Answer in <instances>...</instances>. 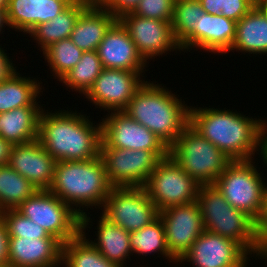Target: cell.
Instances as JSON below:
<instances>
[{
    "mask_svg": "<svg viewBox=\"0 0 267 267\" xmlns=\"http://www.w3.org/2000/svg\"><path fill=\"white\" fill-rule=\"evenodd\" d=\"M117 18L101 5H88L78 17L70 39L83 52L97 51Z\"/></svg>",
    "mask_w": 267,
    "mask_h": 267,
    "instance_id": "obj_21",
    "label": "cell"
},
{
    "mask_svg": "<svg viewBox=\"0 0 267 267\" xmlns=\"http://www.w3.org/2000/svg\"><path fill=\"white\" fill-rule=\"evenodd\" d=\"M169 155L200 185L214 184L232 162L190 124L169 147Z\"/></svg>",
    "mask_w": 267,
    "mask_h": 267,
    "instance_id": "obj_6",
    "label": "cell"
},
{
    "mask_svg": "<svg viewBox=\"0 0 267 267\" xmlns=\"http://www.w3.org/2000/svg\"><path fill=\"white\" fill-rule=\"evenodd\" d=\"M204 12L220 14L238 22L254 5L248 0H199Z\"/></svg>",
    "mask_w": 267,
    "mask_h": 267,
    "instance_id": "obj_35",
    "label": "cell"
},
{
    "mask_svg": "<svg viewBox=\"0 0 267 267\" xmlns=\"http://www.w3.org/2000/svg\"><path fill=\"white\" fill-rule=\"evenodd\" d=\"M97 53L106 69H122L142 74L147 71L145 67L149 64V60L146 62L138 53L127 30L118 20L106 32Z\"/></svg>",
    "mask_w": 267,
    "mask_h": 267,
    "instance_id": "obj_18",
    "label": "cell"
},
{
    "mask_svg": "<svg viewBox=\"0 0 267 267\" xmlns=\"http://www.w3.org/2000/svg\"><path fill=\"white\" fill-rule=\"evenodd\" d=\"M143 75L136 71L104 68L84 96L100 110L122 111L145 82Z\"/></svg>",
    "mask_w": 267,
    "mask_h": 267,
    "instance_id": "obj_14",
    "label": "cell"
},
{
    "mask_svg": "<svg viewBox=\"0 0 267 267\" xmlns=\"http://www.w3.org/2000/svg\"><path fill=\"white\" fill-rule=\"evenodd\" d=\"M255 223L260 232L261 241L265 245L267 243V183L263 190L262 208L258 220Z\"/></svg>",
    "mask_w": 267,
    "mask_h": 267,
    "instance_id": "obj_38",
    "label": "cell"
},
{
    "mask_svg": "<svg viewBox=\"0 0 267 267\" xmlns=\"http://www.w3.org/2000/svg\"><path fill=\"white\" fill-rule=\"evenodd\" d=\"M8 5V0H0V8L6 10Z\"/></svg>",
    "mask_w": 267,
    "mask_h": 267,
    "instance_id": "obj_46",
    "label": "cell"
},
{
    "mask_svg": "<svg viewBox=\"0 0 267 267\" xmlns=\"http://www.w3.org/2000/svg\"><path fill=\"white\" fill-rule=\"evenodd\" d=\"M7 228L9 237H21L30 239L55 238L41 226L24 217L16 209H8L0 212Z\"/></svg>",
    "mask_w": 267,
    "mask_h": 267,
    "instance_id": "obj_34",
    "label": "cell"
},
{
    "mask_svg": "<svg viewBox=\"0 0 267 267\" xmlns=\"http://www.w3.org/2000/svg\"><path fill=\"white\" fill-rule=\"evenodd\" d=\"M256 6L267 17V0H261Z\"/></svg>",
    "mask_w": 267,
    "mask_h": 267,
    "instance_id": "obj_44",
    "label": "cell"
},
{
    "mask_svg": "<svg viewBox=\"0 0 267 267\" xmlns=\"http://www.w3.org/2000/svg\"><path fill=\"white\" fill-rule=\"evenodd\" d=\"M104 0H87L88 5H100Z\"/></svg>",
    "mask_w": 267,
    "mask_h": 267,
    "instance_id": "obj_45",
    "label": "cell"
},
{
    "mask_svg": "<svg viewBox=\"0 0 267 267\" xmlns=\"http://www.w3.org/2000/svg\"><path fill=\"white\" fill-rule=\"evenodd\" d=\"M140 0H104L100 5L110 11L117 19L132 13Z\"/></svg>",
    "mask_w": 267,
    "mask_h": 267,
    "instance_id": "obj_37",
    "label": "cell"
},
{
    "mask_svg": "<svg viewBox=\"0 0 267 267\" xmlns=\"http://www.w3.org/2000/svg\"><path fill=\"white\" fill-rule=\"evenodd\" d=\"M8 27L7 17H6V10L0 8V34L3 33V27ZM2 32V33H1Z\"/></svg>",
    "mask_w": 267,
    "mask_h": 267,
    "instance_id": "obj_43",
    "label": "cell"
},
{
    "mask_svg": "<svg viewBox=\"0 0 267 267\" xmlns=\"http://www.w3.org/2000/svg\"><path fill=\"white\" fill-rule=\"evenodd\" d=\"M72 0H8V27L29 34L41 23L54 19Z\"/></svg>",
    "mask_w": 267,
    "mask_h": 267,
    "instance_id": "obj_20",
    "label": "cell"
},
{
    "mask_svg": "<svg viewBox=\"0 0 267 267\" xmlns=\"http://www.w3.org/2000/svg\"><path fill=\"white\" fill-rule=\"evenodd\" d=\"M236 25L237 22L223 15L204 12L199 21V49L214 54L228 53L236 36Z\"/></svg>",
    "mask_w": 267,
    "mask_h": 267,
    "instance_id": "obj_24",
    "label": "cell"
},
{
    "mask_svg": "<svg viewBox=\"0 0 267 267\" xmlns=\"http://www.w3.org/2000/svg\"><path fill=\"white\" fill-rule=\"evenodd\" d=\"M202 14L204 10L199 0H175L171 24L182 52L199 49V21Z\"/></svg>",
    "mask_w": 267,
    "mask_h": 267,
    "instance_id": "obj_26",
    "label": "cell"
},
{
    "mask_svg": "<svg viewBox=\"0 0 267 267\" xmlns=\"http://www.w3.org/2000/svg\"><path fill=\"white\" fill-rule=\"evenodd\" d=\"M127 30L138 53L147 62L168 51H180L175 40L171 21L143 18L133 13L122 15L117 19Z\"/></svg>",
    "mask_w": 267,
    "mask_h": 267,
    "instance_id": "obj_15",
    "label": "cell"
},
{
    "mask_svg": "<svg viewBox=\"0 0 267 267\" xmlns=\"http://www.w3.org/2000/svg\"><path fill=\"white\" fill-rule=\"evenodd\" d=\"M72 1H77V2H84V3H87V0H72Z\"/></svg>",
    "mask_w": 267,
    "mask_h": 267,
    "instance_id": "obj_49",
    "label": "cell"
},
{
    "mask_svg": "<svg viewBox=\"0 0 267 267\" xmlns=\"http://www.w3.org/2000/svg\"><path fill=\"white\" fill-rule=\"evenodd\" d=\"M161 85L146 80L123 111L169 148L189 124L190 106Z\"/></svg>",
    "mask_w": 267,
    "mask_h": 267,
    "instance_id": "obj_4",
    "label": "cell"
},
{
    "mask_svg": "<svg viewBox=\"0 0 267 267\" xmlns=\"http://www.w3.org/2000/svg\"><path fill=\"white\" fill-rule=\"evenodd\" d=\"M16 210L62 244L81 233V217L49 190H37Z\"/></svg>",
    "mask_w": 267,
    "mask_h": 267,
    "instance_id": "obj_8",
    "label": "cell"
},
{
    "mask_svg": "<svg viewBox=\"0 0 267 267\" xmlns=\"http://www.w3.org/2000/svg\"><path fill=\"white\" fill-rule=\"evenodd\" d=\"M41 111L38 140L58 161H85L100 154L101 122L95 123L82 112ZM78 112V113H77Z\"/></svg>",
    "mask_w": 267,
    "mask_h": 267,
    "instance_id": "obj_2",
    "label": "cell"
},
{
    "mask_svg": "<svg viewBox=\"0 0 267 267\" xmlns=\"http://www.w3.org/2000/svg\"><path fill=\"white\" fill-rule=\"evenodd\" d=\"M83 51L70 38L51 44L43 51L52 76L60 81L80 61Z\"/></svg>",
    "mask_w": 267,
    "mask_h": 267,
    "instance_id": "obj_33",
    "label": "cell"
},
{
    "mask_svg": "<svg viewBox=\"0 0 267 267\" xmlns=\"http://www.w3.org/2000/svg\"><path fill=\"white\" fill-rule=\"evenodd\" d=\"M248 255L234 240L204 230L179 264L187 261L192 267H246L250 261Z\"/></svg>",
    "mask_w": 267,
    "mask_h": 267,
    "instance_id": "obj_16",
    "label": "cell"
},
{
    "mask_svg": "<svg viewBox=\"0 0 267 267\" xmlns=\"http://www.w3.org/2000/svg\"><path fill=\"white\" fill-rule=\"evenodd\" d=\"M197 202L205 230L232 239L250 256L262 258L264 245L255 221L233 208L214 184L200 185Z\"/></svg>",
    "mask_w": 267,
    "mask_h": 267,
    "instance_id": "obj_5",
    "label": "cell"
},
{
    "mask_svg": "<svg viewBox=\"0 0 267 267\" xmlns=\"http://www.w3.org/2000/svg\"><path fill=\"white\" fill-rule=\"evenodd\" d=\"M61 256L56 238L8 237V267H59Z\"/></svg>",
    "mask_w": 267,
    "mask_h": 267,
    "instance_id": "obj_19",
    "label": "cell"
},
{
    "mask_svg": "<svg viewBox=\"0 0 267 267\" xmlns=\"http://www.w3.org/2000/svg\"><path fill=\"white\" fill-rule=\"evenodd\" d=\"M100 121L101 143L106 148L152 151L160 159L169 155V148L153 132L123 110L111 111Z\"/></svg>",
    "mask_w": 267,
    "mask_h": 267,
    "instance_id": "obj_11",
    "label": "cell"
},
{
    "mask_svg": "<svg viewBox=\"0 0 267 267\" xmlns=\"http://www.w3.org/2000/svg\"><path fill=\"white\" fill-rule=\"evenodd\" d=\"M87 6V3L73 1L54 19L36 26L29 33L30 37L42 51L55 42L70 38L78 17Z\"/></svg>",
    "mask_w": 267,
    "mask_h": 267,
    "instance_id": "obj_28",
    "label": "cell"
},
{
    "mask_svg": "<svg viewBox=\"0 0 267 267\" xmlns=\"http://www.w3.org/2000/svg\"><path fill=\"white\" fill-rule=\"evenodd\" d=\"M30 78L17 72L8 81L0 83V113L20 107H42L37 98L42 96L44 87L42 89L40 84L43 83Z\"/></svg>",
    "mask_w": 267,
    "mask_h": 267,
    "instance_id": "obj_27",
    "label": "cell"
},
{
    "mask_svg": "<svg viewBox=\"0 0 267 267\" xmlns=\"http://www.w3.org/2000/svg\"><path fill=\"white\" fill-rule=\"evenodd\" d=\"M143 187L160 212L197 201L200 184L168 155L157 163Z\"/></svg>",
    "mask_w": 267,
    "mask_h": 267,
    "instance_id": "obj_9",
    "label": "cell"
},
{
    "mask_svg": "<svg viewBox=\"0 0 267 267\" xmlns=\"http://www.w3.org/2000/svg\"><path fill=\"white\" fill-rule=\"evenodd\" d=\"M103 69L97 51L83 52L80 61L59 82L85 95Z\"/></svg>",
    "mask_w": 267,
    "mask_h": 267,
    "instance_id": "obj_32",
    "label": "cell"
},
{
    "mask_svg": "<svg viewBox=\"0 0 267 267\" xmlns=\"http://www.w3.org/2000/svg\"><path fill=\"white\" fill-rule=\"evenodd\" d=\"M85 230L62 244V267H119L109 261L87 239Z\"/></svg>",
    "mask_w": 267,
    "mask_h": 267,
    "instance_id": "obj_29",
    "label": "cell"
},
{
    "mask_svg": "<svg viewBox=\"0 0 267 267\" xmlns=\"http://www.w3.org/2000/svg\"><path fill=\"white\" fill-rule=\"evenodd\" d=\"M13 145L0 137V165L8 164Z\"/></svg>",
    "mask_w": 267,
    "mask_h": 267,
    "instance_id": "obj_41",
    "label": "cell"
},
{
    "mask_svg": "<svg viewBox=\"0 0 267 267\" xmlns=\"http://www.w3.org/2000/svg\"><path fill=\"white\" fill-rule=\"evenodd\" d=\"M130 247L132 253L136 256H150L152 253H158L165 257L167 261L178 262L170 255L166 245L165 231L161 218L158 216L147 226L138 231L130 232ZM167 257V258H166Z\"/></svg>",
    "mask_w": 267,
    "mask_h": 267,
    "instance_id": "obj_31",
    "label": "cell"
},
{
    "mask_svg": "<svg viewBox=\"0 0 267 267\" xmlns=\"http://www.w3.org/2000/svg\"><path fill=\"white\" fill-rule=\"evenodd\" d=\"M213 108L190 106L189 124L232 161L254 160L265 120Z\"/></svg>",
    "mask_w": 267,
    "mask_h": 267,
    "instance_id": "obj_1",
    "label": "cell"
},
{
    "mask_svg": "<svg viewBox=\"0 0 267 267\" xmlns=\"http://www.w3.org/2000/svg\"><path fill=\"white\" fill-rule=\"evenodd\" d=\"M102 209L100 214L128 232L140 230L159 216L143 186L113 187Z\"/></svg>",
    "mask_w": 267,
    "mask_h": 267,
    "instance_id": "obj_10",
    "label": "cell"
},
{
    "mask_svg": "<svg viewBox=\"0 0 267 267\" xmlns=\"http://www.w3.org/2000/svg\"><path fill=\"white\" fill-rule=\"evenodd\" d=\"M14 66L15 64H13V61L0 46V83L8 81L13 75L17 73V67Z\"/></svg>",
    "mask_w": 267,
    "mask_h": 267,
    "instance_id": "obj_39",
    "label": "cell"
},
{
    "mask_svg": "<svg viewBox=\"0 0 267 267\" xmlns=\"http://www.w3.org/2000/svg\"><path fill=\"white\" fill-rule=\"evenodd\" d=\"M175 0H140L134 11L143 18L172 21Z\"/></svg>",
    "mask_w": 267,
    "mask_h": 267,
    "instance_id": "obj_36",
    "label": "cell"
},
{
    "mask_svg": "<svg viewBox=\"0 0 267 267\" xmlns=\"http://www.w3.org/2000/svg\"><path fill=\"white\" fill-rule=\"evenodd\" d=\"M100 216L96 241L86 239L109 261L116 263L119 267H127L126 259L131 261L130 256H133L130 247V232L112 224L102 214Z\"/></svg>",
    "mask_w": 267,
    "mask_h": 267,
    "instance_id": "obj_25",
    "label": "cell"
},
{
    "mask_svg": "<svg viewBox=\"0 0 267 267\" xmlns=\"http://www.w3.org/2000/svg\"><path fill=\"white\" fill-rule=\"evenodd\" d=\"M267 54V17L254 6L236 25V36L229 52Z\"/></svg>",
    "mask_w": 267,
    "mask_h": 267,
    "instance_id": "obj_23",
    "label": "cell"
},
{
    "mask_svg": "<svg viewBox=\"0 0 267 267\" xmlns=\"http://www.w3.org/2000/svg\"><path fill=\"white\" fill-rule=\"evenodd\" d=\"M112 188L104 163L98 156L85 161L56 162L49 191L79 214L81 230L86 231L87 227L90 228L88 225L92 219H90V213L87 214L83 208H87L86 211L93 207L102 210Z\"/></svg>",
    "mask_w": 267,
    "mask_h": 267,
    "instance_id": "obj_3",
    "label": "cell"
},
{
    "mask_svg": "<svg viewBox=\"0 0 267 267\" xmlns=\"http://www.w3.org/2000/svg\"><path fill=\"white\" fill-rule=\"evenodd\" d=\"M250 1L254 6H256L261 0H248Z\"/></svg>",
    "mask_w": 267,
    "mask_h": 267,
    "instance_id": "obj_48",
    "label": "cell"
},
{
    "mask_svg": "<svg viewBox=\"0 0 267 267\" xmlns=\"http://www.w3.org/2000/svg\"><path fill=\"white\" fill-rule=\"evenodd\" d=\"M56 162L37 139L25 144L13 145L8 165L38 190H49L53 182Z\"/></svg>",
    "mask_w": 267,
    "mask_h": 267,
    "instance_id": "obj_17",
    "label": "cell"
},
{
    "mask_svg": "<svg viewBox=\"0 0 267 267\" xmlns=\"http://www.w3.org/2000/svg\"><path fill=\"white\" fill-rule=\"evenodd\" d=\"M170 255L179 262L194 241L204 232L203 219L197 201L168 207L159 212Z\"/></svg>",
    "mask_w": 267,
    "mask_h": 267,
    "instance_id": "obj_13",
    "label": "cell"
},
{
    "mask_svg": "<svg viewBox=\"0 0 267 267\" xmlns=\"http://www.w3.org/2000/svg\"><path fill=\"white\" fill-rule=\"evenodd\" d=\"M260 157L267 166V121L264 122L261 131Z\"/></svg>",
    "mask_w": 267,
    "mask_h": 267,
    "instance_id": "obj_42",
    "label": "cell"
},
{
    "mask_svg": "<svg viewBox=\"0 0 267 267\" xmlns=\"http://www.w3.org/2000/svg\"><path fill=\"white\" fill-rule=\"evenodd\" d=\"M37 190L8 164L0 165V212L16 209Z\"/></svg>",
    "mask_w": 267,
    "mask_h": 267,
    "instance_id": "obj_30",
    "label": "cell"
},
{
    "mask_svg": "<svg viewBox=\"0 0 267 267\" xmlns=\"http://www.w3.org/2000/svg\"><path fill=\"white\" fill-rule=\"evenodd\" d=\"M254 163L253 160L232 161L214 185L233 208L243 211L256 222L266 183Z\"/></svg>",
    "mask_w": 267,
    "mask_h": 267,
    "instance_id": "obj_7",
    "label": "cell"
},
{
    "mask_svg": "<svg viewBox=\"0 0 267 267\" xmlns=\"http://www.w3.org/2000/svg\"><path fill=\"white\" fill-rule=\"evenodd\" d=\"M113 187H142L161 160L154 152L123 148H106L100 154Z\"/></svg>",
    "mask_w": 267,
    "mask_h": 267,
    "instance_id": "obj_12",
    "label": "cell"
},
{
    "mask_svg": "<svg viewBox=\"0 0 267 267\" xmlns=\"http://www.w3.org/2000/svg\"><path fill=\"white\" fill-rule=\"evenodd\" d=\"M42 110V107H20L0 113V137L12 145L37 140Z\"/></svg>",
    "mask_w": 267,
    "mask_h": 267,
    "instance_id": "obj_22",
    "label": "cell"
},
{
    "mask_svg": "<svg viewBox=\"0 0 267 267\" xmlns=\"http://www.w3.org/2000/svg\"><path fill=\"white\" fill-rule=\"evenodd\" d=\"M8 237L5 222L0 215V267H8Z\"/></svg>",
    "mask_w": 267,
    "mask_h": 267,
    "instance_id": "obj_40",
    "label": "cell"
},
{
    "mask_svg": "<svg viewBox=\"0 0 267 267\" xmlns=\"http://www.w3.org/2000/svg\"><path fill=\"white\" fill-rule=\"evenodd\" d=\"M262 259H265L267 261V243L264 245Z\"/></svg>",
    "mask_w": 267,
    "mask_h": 267,
    "instance_id": "obj_47",
    "label": "cell"
}]
</instances>
